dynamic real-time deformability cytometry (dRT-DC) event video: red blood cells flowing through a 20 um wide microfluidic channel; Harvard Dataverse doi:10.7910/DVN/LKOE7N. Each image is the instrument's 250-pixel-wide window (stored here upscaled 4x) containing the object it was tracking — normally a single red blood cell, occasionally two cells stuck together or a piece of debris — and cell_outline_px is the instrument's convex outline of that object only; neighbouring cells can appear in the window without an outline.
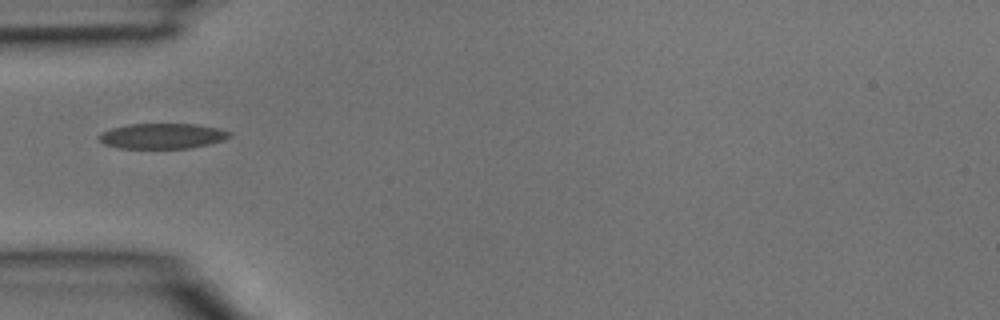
{"species": "common noctule bat (a hibernating species)", "species_latin": "Nyctalus noctula", "temperature_condition": "room temperature", "stored_images_in_passage": 6, "camera_frame_rate_fps": 3000, "um_per_image_px": 0.085, "animal": {"sex": "male", "body_mass_g": 15.6}, "frame": {"image": 1, "passage_image": 5, "time_ms": 1.333, "image_size_px": [1000, 320], "cell_outline_px": [[232, 136], [224, 140], [208, 144], [188, 148], [116, 148], [104, 144], [96, 136], [100, 132], [112, 128], [128, 124], [196, 124], [220, 128], [232, 132]], "centroid_in_image_um": [13.79, 11.55], "position_along_channel_um": 71.2, "area_um2": 19.48}}